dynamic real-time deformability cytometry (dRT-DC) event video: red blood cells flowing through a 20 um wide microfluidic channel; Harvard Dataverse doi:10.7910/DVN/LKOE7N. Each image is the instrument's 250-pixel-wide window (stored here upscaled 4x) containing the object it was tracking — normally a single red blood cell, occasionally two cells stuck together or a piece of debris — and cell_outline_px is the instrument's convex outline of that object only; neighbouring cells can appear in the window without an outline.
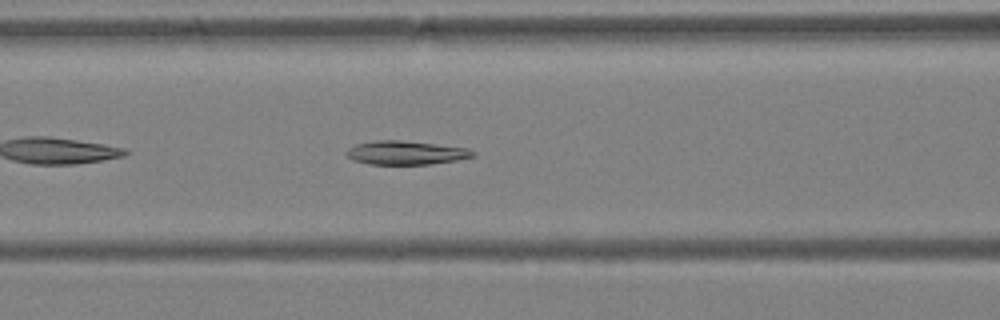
{"species": "Egyptian fruit bat (a non-hibernating species)", "species_latin": "Rousettus aegyptiacus", "temperature_condition": "warm", "stored_images_in_passage": 35, "camera_frame_rate_fps": 3000, "um_per_image_px": 0.085, "animal": {"sex": "female"}, "frame": {"image": 1, "passage_image": 7, "time_ms": 2.0, "image_size_px": [1000, 320], "cell_outline_px": [[476, 156], [456, 160], [432, 164], [368, 164], [352, 160], [344, 152], [348, 148], [356, 144], [376, 140], [400, 140], [468, 148], [476, 152]], "centroid_in_image_um": [34.49, 12.98], "position_along_channel_um": 132.1, "area_um2": 17.51}}
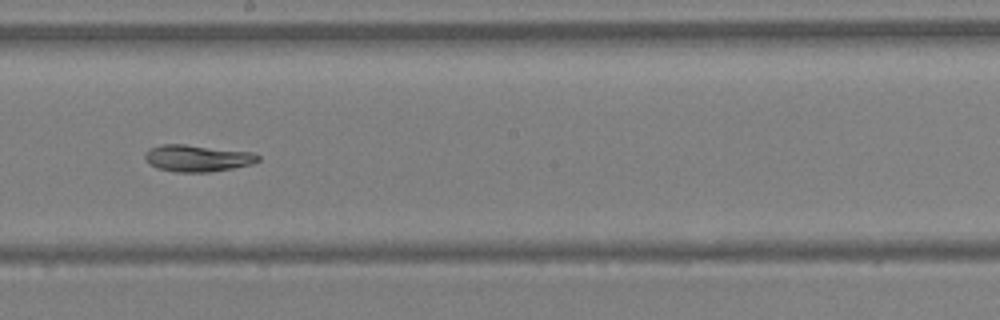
{"frame": {"image": 2, "passage_image": 14, "time_ms": 4.333, "image_size_px": [1000, 320], "cell_outline_px": [[260, 160], [252, 164], [232, 168], [208, 172], [176, 172], [156, 168], [148, 164], [144, 160], [144, 152], [148, 148], [160, 144], [184, 144], [252, 152], [260, 156]], "centroid_in_image_um": [16.71, 13.44], "position_along_channel_um": 231.5, "area_um2": 17.86}}
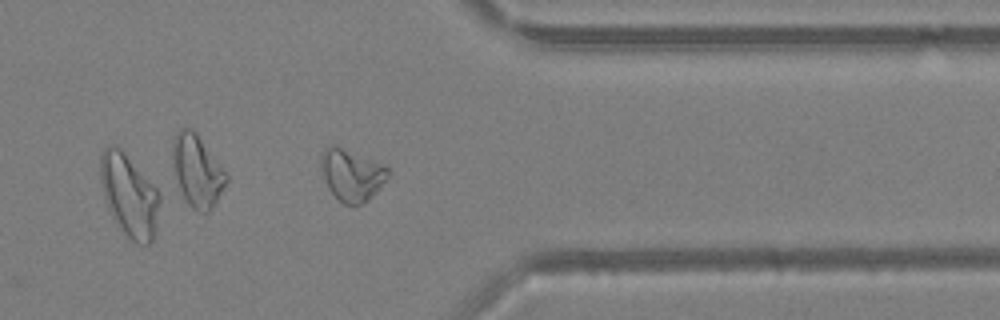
{"frame": {"image": 3, "passage_image": 25, "time_ms": 8.0, "image_size_px": [1000, 320], "cell_outline_px": [[392, 172], [376, 192], [368, 200], [360, 204], [344, 204], [328, 188], [320, 164], [320, 156], [324, 148], [332, 144], [336, 144], [384, 164]], "centroid_in_image_um": [29.91, 14.82], "position_along_channel_um": 381.5, "area_um2": 20.35}, "authors_computed_cell_mechanics": {"area_um2": 18.207, "velocity_mm_per_s": 4.2711, "shape_relaxation_time_tau1_ms": 9.6713, "shape_relaxation_time_tau2_ms": null, "deformation_change_tau1": 0.2521, "deformation_change_tau2": null}}